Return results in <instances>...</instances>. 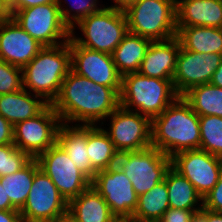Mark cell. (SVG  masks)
I'll return each instance as SVG.
<instances>
[{"instance_id":"39","label":"cell","mask_w":222,"mask_h":222,"mask_svg":"<svg viewBox=\"0 0 222 222\" xmlns=\"http://www.w3.org/2000/svg\"><path fill=\"white\" fill-rule=\"evenodd\" d=\"M0 210H17L10 202L8 196H6L5 189L0 182Z\"/></svg>"},{"instance_id":"29","label":"cell","mask_w":222,"mask_h":222,"mask_svg":"<svg viewBox=\"0 0 222 222\" xmlns=\"http://www.w3.org/2000/svg\"><path fill=\"white\" fill-rule=\"evenodd\" d=\"M182 97L199 116L222 117V88L210 83L197 85L190 88Z\"/></svg>"},{"instance_id":"10","label":"cell","mask_w":222,"mask_h":222,"mask_svg":"<svg viewBox=\"0 0 222 222\" xmlns=\"http://www.w3.org/2000/svg\"><path fill=\"white\" fill-rule=\"evenodd\" d=\"M36 160L68 203L91 186V180L76 167L57 142Z\"/></svg>"},{"instance_id":"11","label":"cell","mask_w":222,"mask_h":222,"mask_svg":"<svg viewBox=\"0 0 222 222\" xmlns=\"http://www.w3.org/2000/svg\"><path fill=\"white\" fill-rule=\"evenodd\" d=\"M107 133L117 152H135L146 149L151 144V120L136 112L119 106L108 117Z\"/></svg>"},{"instance_id":"18","label":"cell","mask_w":222,"mask_h":222,"mask_svg":"<svg viewBox=\"0 0 222 222\" xmlns=\"http://www.w3.org/2000/svg\"><path fill=\"white\" fill-rule=\"evenodd\" d=\"M180 47L176 36L164 41H152L138 72L151 78L173 80Z\"/></svg>"},{"instance_id":"28","label":"cell","mask_w":222,"mask_h":222,"mask_svg":"<svg viewBox=\"0 0 222 222\" xmlns=\"http://www.w3.org/2000/svg\"><path fill=\"white\" fill-rule=\"evenodd\" d=\"M39 169L36 159H31L19 171L0 177V182L5 189L6 196L11 204L20 210L25 204L32 186L34 173Z\"/></svg>"},{"instance_id":"32","label":"cell","mask_w":222,"mask_h":222,"mask_svg":"<svg viewBox=\"0 0 222 222\" xmlns=\"http://www.w3.org/2000/svg\"><path fill=\"white\" fill-rule=\"evenodd\" d=\"M31 158L14 144L0 145V177L19 171Z\"/></svg>"},{"instance_id":"17","label":"cell","mask_w":222,"mask_h":222,"mask_svg":"<svg viewBox=\"0 0 222 222\" xmlns=\"http://www.w3.org/2000/svg\"><path fill=\"white\" fill-rule=\"evenodd\" d=\"M12 18L0 21V58L23 69L43 48Z\"/></svg>"},{"instance_id":"2","label":"cell","mask_w":222,"mask_h":222,"mask_svg":"<svg viewBox=\"0 0 222 222\" xmlns=\"http://www.w3.org/2000/svg\"><path fill=\"white\" fill-rule=\"evenodd\" d=\"M151 144L170 158L200 149L199 115L182 96L151 120Z\"/></svg>"},{"instance_id":"38","label":"cell","mask_w":222,"mask_h":222,"mask_svg":"<svg viewBox=\"0 0 222 222\" xmlns=\"http://www.w3.org/2000/svg\"><path fill=\"white\" fill-rule=\"evenodd\" d=\"M19 210H0V222H21Z\"/></svg>"},{"instance_id":"44","label":"cell","mask_w":222,"mask_h":222,"mask_svg":"<svg viewBox=\"0 0 222 222\" xmlns=\"http://www.w3.org/2000/svg\"><path fill=\"white\" fill-rule=\"evenodd\" d=\"M190 222H206L205 218V208H202L200 211L195 212L190 219Z\"/></svg>"},{"instance_id":"45","label":"cell","mask_w":222,"mask_h":222,"mask_svg":"<svg viewBox=\"0 0 222 222\" xmlns=\"http://www.w3.org/2000/svg\"><path fill=\"white\" fill-rule=\"evenodd\" d=\"M56 222H80L69 212L63 214Z\"/></svg>"},{"instance_id":"47","label":"cell","mask_w":222,"mask_h":222,"mask_svg":"<svg viewBox=\"0 0 222 222\" xmlns=\"http://www.w3.org/2000/svg\"><path fill=\"white\" fill-rule=\"evenodd\" d=\"M21 222H50V221H29V220H21Z\"/></svg>"},{"instance_id":"27","label":"cell","mask_w":222,"mask_h":222,"mask_svg":"<svg viewBox=\"0 0 222 222\" xmlns=\"http://www.w3.org/2000/svg\"><path fill=\"white\" fill-rule=\"evenodd\" d=\"M168 208V190L166 182L163 180L138 197L137 209L130 221L158 222Z\"/></svg>"},{"instance_id":"19","label":"cell","mask_w":222,"mask_h":222,"mask_svg":"<svg viewBox=\"0 0 222 222\" xmlns=\"http://www.w3.org/2000/svg\"><path fill=\"white\" fill-rule=\"evenodd\" d=\"M177 27L222 28V0H176Z\"/></svg>"},{"instance_id":"16","label":"cell","mask_w":222,"mask_h":222,"mask_svg":"<svg viewBox=\"0 0 222 222\" xmlns=\"http://www.w3.org/2000/svg\"><path fill=\"white\" fill-rule=\"evenodd\" d=\"M221 59L219 53H197L180 47L172 80L176 93L182 96L194 86L209 83Z\"/></svg>"},{"instance_id":"46","label":"cell","mask_w":222,"mask_h":222,"mask_svg":"<svg viewBox=\"0 0 222 222\" xmlns=\"http://www.w3.org/2000/svg\"><path fill=\"white\" fill-rule=\"evenodd\" d=\"M2 2L11 10L15 6V0H2Z\"/></svg>"},{"instance_id":"5","label":"cell","mask_w":222,"mask_h":222,"mask_svg":"<svg viewBox=\"0 0 222 222\" xmlns=\"http://www.w3.org/2000/svg\"><path fill=\"white\" fill-rule=\"evenodd\" d=\"M128 32L151 41H164L177 34L176 0H137L124 10Z\"/></svg>"},{"instance_id":"12","label":"cell","mask_w":222,"mask_h":222,"mask_svg":"<svg viewBox=\"0 0 222 222\" xmlns=\"http://www.w3.org/2000/svg\"><path fill=\"white\" fill-rule=\"evenodd\" d=\"M91 185L104 198L119 221L130 220L137 209L138 195L130 179L115 166L98 171Z\"/></svg>"},{"instance_id":"8","label":"cell","mask_w":222,"mask_h":222,"mask_svg":"<svg viewBox=\"0 0 222 222\" xmlns=\"http://www.w3.org/2000/svg\"><path fill=\"white\" fill-rule=\"evenodd\" d=\"M12 19L42 46L60 45L71 37L56 3L16 10Z\"/></svg>"},{"instance_id":"22","label":"cell","mask_w":222,"mask_h":222,"mask_svg":"<svg viewBox=\"0 0 222 222\" xmlns=\"http://www.w3.org/2000/svg\"><path fill=\"white\" fill-rule=\"evenodd\" d=\"M68 212L80 222H120L92 185L68 203Z\"/></svg>"},{"instance_id":"13","label":"cell","mask_w":222,"mask_h":222,"mask_svg":"<svg viewBox=\"0 0 222 222\" xmlns=\"http://www.w3.org/2000/svg\"><path fill=\"white\" fill-rule=\"evenodd\" d=\"M19 212L23 220L56 222L68 212V202L39 168L34 173L29 196Z\"/></svg>"},{"instance_id":"7","label":"cell","mask_w":222,"mask_h":222,"mask_svg":"<svg viewBox=\"0 0 222 222\" xmlns=\"http://www.w3.org/2000/svg\"><path fill=\"white\" fill-rule=\"evenodd\" d=\"M116 166L130 179L135 193L140 196L164 180L171 158L150 146L118 154Z\"/></svg>"},{"instance_id":"9","label":"cell","mask_w":222,"mask_h":222,"mask_svg":"<svg viewBox=\"0 0 222 222\" xmlns=\"http://www.w3.org/2000/svg\"><path fill=\"white\" fill-rule=\"evenodd\" d=\"M60 125L59 115L49 104L40 114L13 127V144L31 159H36L57 142Z\"/></svg>"},{"instance_id":"20","label":"cell","mask_w":222,"mask_h":222,"mask_svg":"<svg viewBox=\"0 0 222 222\" xmlns=\"http://www.w3.org/2000/svg\"><path fill=\"white\" fill-rule=\"evenodd\" d=\"M49 104L26 89L0 95V115L13 126L40 114Z\"/></svg>"},{"instance_id":"42","label":"cell","mask_w":222,"mask_h":222,"mask_svg":"<svg viewBox=\"0 0 222 222\" xmlns=\"http://www.w3.org/2000/svg\"><path fill=\"white\" fill-rule=\"evenodd\" d=\"M11 18V10L0 0V21L9 20Z\"/></svg>"},{"instance_id":"3","label":"cell","mask_w":222,"mask_h":222,"mask_svg":"<svg viewBox=\"0 0 222 222\" xmlns=\"http://www.w3.org/2000/svg\"><path fill=\"white\" fill-rule=\"evenodd\" d=\"M70 70L69 41L56 46H44L22 69L23 87L52 104Z\"/></svg>"},{"instance_id":"40","label":"cell","mask_w":222,"mask_h":222,"mask_svg":"<svg viewBox=\"0 0 222 222\" xmlns=\"http://www.w3.org/2000/svg\"><path fill=\"white\" fill-rule=\"evenodd\" d=\"M210 84L222 88V59L219 67L216 69L215 73L209 82Z\"/></svg>"},{"instance_id":"43","label":"cell","mask_w":222,"mask_h":222,"mask_svg":"<svg viewBox=\"0 0 222 222\" xmlns=\"http://www.w3.org/2000/svg\"><path fill=\"white\" fill-rule=\"evenodd\" d=\"M137 0H113L114 4L110 7H114L116 9L124 10L130 4L136 2Z\"/></svg>"},{"instance_id":"35","label":"cell","mask_w":222,"mask_h":222,"mask_svg":"<svg viewBox=\"0 0 222 222\" xmlns=\"http://www.w3.org/2000/svg\"><path fill=\"white\" fill-rule=\"evenodd\" d=\"M193 214L192 210L169 207L158 222H190Z\"/></svg>"},{"instance_id":"26","label":"cell","mask_w":222,"mask_h":222,"mask_svg":"<svg viewBox=\"0 0 222 222\" xmlns=\"http://www.w3.org/2000/svg\"><path fill=\"white\" fill-rule=\"evenodd\" d=\"M164 181L167 185L170 208L192 210L194 213L203 208V198L193 184L172 166L167 170Z\"/></svg>"},{"instance_id":"34","label":"cell","mask_w":222,"mask_h":222,"mask_svg":"<svg viewBox=\"0 0 222 222\" xmlns=\"http://www.w3.org/2000/svg\"><path fill=\"white\" fill-rule=\"evenodd\" d=\"M203 208L214 212H222V174L216 185L204 196Z\"/></svg>"},{"instance_id":"23","label":"cell","mask_w":222,"mask_h":222,"mask_svg":"<svg viewBox=\"0 0 222 222\" xmlns=\"http://www.w3.org/2000/svg\"><path fill=\"white\" fill-rule=\"evenodd\" d=\"M176 37L181 47L188 51L222 54V28L205 26L177 27Z\"/></svg>"},{"instance_id":"48","label":"cell","mask_w":222,"mask_h":222,"mask_svg":"<svg viewBox=\"0 0 222 222\" xmlns=\"http://www.w3.org/2000/svg\"><path fill=\"white\" fill-rule=\"evenodd\" d=\"M120 222H133V221L127 220V221H120Z\"/></svg>"},{"instance_id":"1","label":"cell","mask_w":222,"mask_h":222,"mask_svg":"<svg viewBox=\"0 0 222 222\" xmlns=\"http://www.w3.org/2000/svg\"><path fill=\"white\" fill-rule=\"evenodd\" d=\"M51 105L61 123L102 126L120 102L119 94L112 87L96 84L70 70Z\"/></svg>"},{"instance_id":"37","label":"cell","mask_w":222,"mask_h":222,"mask_svg":"<svg viewBox=\"0 0 222 222\" xmlns=\"http://www.w3.org/2000/svg\"><path fill=\"white\" fill-rule=\"evenodd\" d=\"M56 3L55 0H15V6L11 9L13 14L16 10L34 7L42 4Z\"/></svg>"},{"instance_id":"30","label":"cell","mask_w":222,"mask_h":222,"mask_svg":"<svg viewBox=\"0 0 222 222\" xmlns=\"http://www.w3.org/2000/svg\"><path fill=\"white\" fill-rule=\"evenodd\" d=\"M200 149L222 158V117L199 116Z\"/></svg>"},{"instance_id":"6","label":"cell","mask_w":222,"mask_h":222,"mask_svg":"<svg viewBox=\"0 0 222 222\" xmlns=\"http://www.w3.org/2000/svg\"><path fill=\"white\" fill-rule=\"evenodd\" d=\"M76 27L82 32V36L75 35ZM127 33L124 11L107 5L82 19L71 30V38L80 46L112 54Z\"/></svg>"},{"instance_id":"15","label":"cell","mask_w":222,"mask_h":222,"mask_svg":"<svg viewBox=\"0 0 222 222\" xmlns=\"http://www.w3.org/2000/svg\"><path fill=\"white\" fill-rule=\"evenodd\" d=\"M69 47L73 72L96 84L112 87L120 94L122 76L118 72L111 54L80 46L71 37Z\"/></svg>"},{"instance_id":"24","label":"cell","mask_w":222,"mask_h":222,"mask_svg":"<svg viewBox=\"0 0 222 222\" xmlns=\"http://www.w3.org/2000/svg\"><path fill=\"white\" fill-rule=\"evenodd\" d=\"M151 42L150 39L131 32L124 36L123 40L111 54L121 76L139 71L141 62Z\"/></svg>"},{"instance_id":"36","label":"cell","mask_w":222,"mask_h":222,"mask_svg":"<svg viewBox=\"0 0 222 222\" xmlns=\"http://www.w3.org/2000/svg\"><path fill=\"white\" fill-rule=\"evenodd\" d=\"M13 125L0 115V145L13 144Z\"/></svg>"},{"instance_id":"33","label":"cell","mask_w":222,"mask_h":222,"mask_svg":"<svg viewBox=\"0 0 222 222\" xmlns=\"http://www.w3.org/2000/svg\"><path fill=\"white\" fill-rule=\"evenodd\" d=\"M23 88L22 69L0 58V95L20 91Z\"/></svg>"},{"instance_id":"31","label":"cell","mask_w":222,"mask_h":222,"mask_svg":"<svg viewBox=\"0 0 222 222\" xmlns=\"http://www.w3.org/2000/svg\"><path fill=\"white\" fill-rule=\"evenodd\" d=\"M55 1L60 8L63 21L70 30H72L85 17L105 7L102 6V4L100 5L98 0H74V2L73 0H71L72 3L71 1H69L70 3H68V0H64V4H62L63 0ZM67 3L69 5L66 6L65 4Z\"/></svg>"},{"instance_id":"21","label":"cell","mask_w":222,"mask_h":222,"mask_svg":"<svg viewBox=\"0 0 222 222\" xmlns=\"http://www.w3.org/2000/svg\"><path fill=\"white\" fill-rule=\"evenodd\" d=\"M57 143L65 150L76 167L92 181V166L87 154V126L61 123Z\"/></svg>"},{"instance_id":"14","label":"cell","mask_w":222,"mask_h":222,"mask_svg":"<svg viewBox=\"0 0 222 222\" xmlns=\"http://www.w3.org/2000/svg\"><path fill=\"white\" fill-rule=\"evenodd\" d=\"M171 166L187 178L204 198L222 174V158L204 150L182 151L171 157Z\"/></svg>"},{"instance_id":"41","label":"cell","mask_w":222,"mask_h":222,"mask_svg":"<svg viewBox=\"0 0 222 222\" xmlns=\"http://www.w3.org/2000/svg\"><path fill=\"white\" fill-rule=\"evenodd\" d=\"M206 222H222V212H214L205 209Z\"/></svg>"},{"instance_id":"25","label":"cell","mask_w":222,"mask_h":222,"mask_svg":"<svg viewBox=\"0 0 222 222\" xmlns=\"http://www.w3.org/2000/svg\"><path fill=\"white\" fill-rule=\"evenodd\" d=\"M87 154L92 166V180L98 171L116 165L118 152L100 125L87 126Z\"/></svg>"},{"instance_id":"4","label":"cell","mask_w":222,"mask_h":222,"mask_svg":"<svg viewBox=\"0 0 222 222\" xmlns=\"http://www.w3.org/2000/svg\"><path fill=\"white\" fill-rule=\"evenodd\" d=\"M178 96L172 80L151 78L139 72L122 76L120 106L150 120L159 116Z\"/></svg>"}]
</instances>
